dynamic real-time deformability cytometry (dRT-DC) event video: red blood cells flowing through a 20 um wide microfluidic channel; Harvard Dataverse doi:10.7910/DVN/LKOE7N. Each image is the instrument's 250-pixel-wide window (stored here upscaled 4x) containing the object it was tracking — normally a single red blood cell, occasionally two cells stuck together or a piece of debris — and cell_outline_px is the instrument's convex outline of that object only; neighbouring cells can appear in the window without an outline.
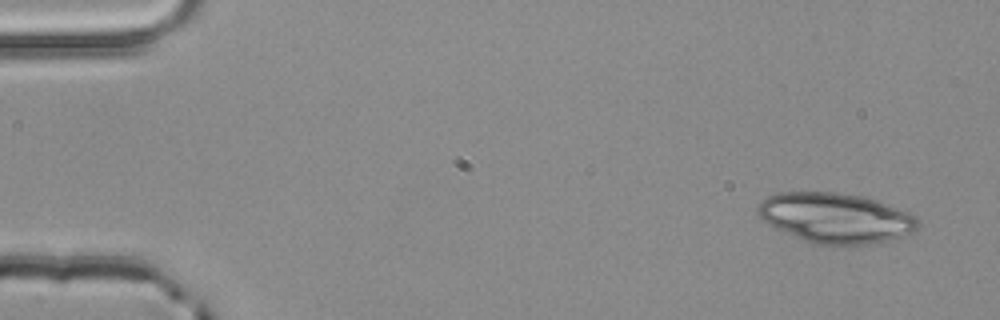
{"species": "common noctule bat (a hibernating species)", "species_latin": "Nyctalus noctula", "temperature_condition": "room temperature", "stored_images_in_passage": 3, "camera_frame_rate_fps": 3000, "um_per_image_px": 0.085, "animal": {"sex": "male", "body_mass_g": 20.4}, "frame": {"image": 1, "passage_image": 1, "time_ms": 0.0, "image_size_px": [1000, 320], "cell_outline_px": [[920, 224], [916, 232], [852, 248], [836, 248], [812, 244], [776, 228], [768, 224], [756, 212], [756, 208], [760, 200], [776, 192], [836, 192], [860, 196], [876, 200], [908, 212], [916, 216], [920, 220]], "centroid_in_image_um": [71.02, 18.56], "position_along_channel_um": 14.0, "area_um2": 47.63}}